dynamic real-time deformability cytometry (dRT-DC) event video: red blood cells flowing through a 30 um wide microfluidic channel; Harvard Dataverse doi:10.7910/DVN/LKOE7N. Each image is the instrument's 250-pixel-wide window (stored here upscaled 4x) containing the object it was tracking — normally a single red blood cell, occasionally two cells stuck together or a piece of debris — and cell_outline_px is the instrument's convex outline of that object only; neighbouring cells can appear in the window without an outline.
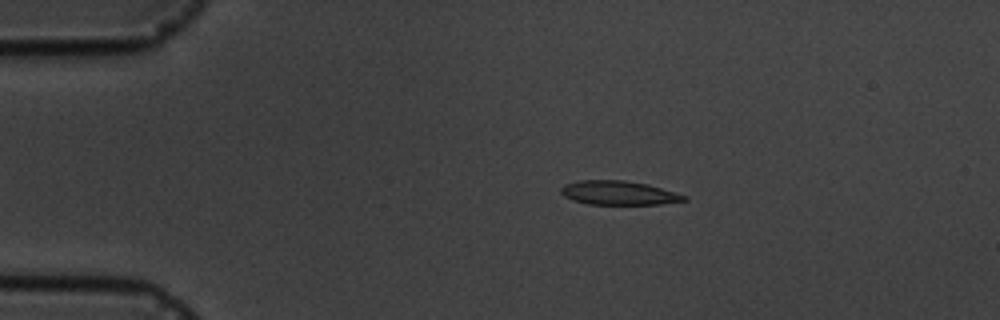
{"species": "common noctule bat (a hibernating species)", "species_latin": "Nyctalus noctula", "temperature_condition": "cold", "stored_images_in_passage": 7, "camera_frame_rate_fps": 3000, "um_per_image_px": 0.085, "animal": {"sex": "male", "body_mass_g": 19.5, "forearm_length_mm": 54.6}, "frame": {"image": 1, "passage_image": 3, "time_ms": 3.0, "image_size_px": [1000, 320], "cell_outline_px": [[688, 200], [660, 204], [588, 204], [572, 200], [564, 196], [560, 192], [560, 188], [564, 184], [580, 180], [624, 180], [648, 184], [676, 192], [688, 196]], "centroid_in_image_um": [52.59, 16.39], "position_along_channel_um": 32.4, "area_um2": 17.34}}
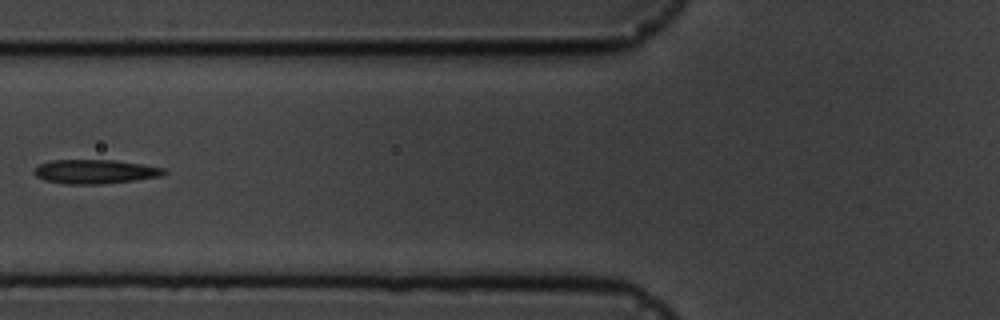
{"frame": {"image": 2, "passage_image": 6, "time_ms": 6.667, "image_size_px": [1000, 320], "cell_outline_px": [[168, 172], [164, 176], [136, 180], [100, 184], [64, 184], [44, 180], [36, 176], [32, 172], [40, 164], [52, 160], [116, 160], [164, 168]], "centroid_in_image_um": [8.1, 14.59], "position_along_channel_um": 117.7, "area_um2": 18.32}}
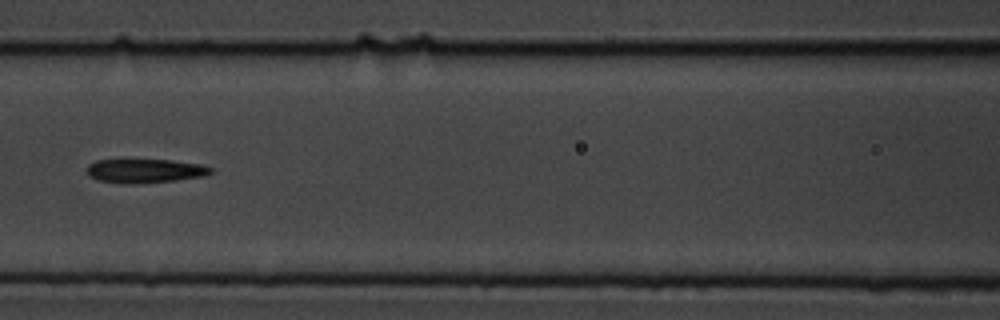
{"frame": {"image": 3, "passage_image": 7, "time_ms": 7.667, "image_size_px": [1000, 320], "cell_outline_px": [[212, 172], [204, 176], [176, 180], [128, 184], [124, 184], [96, 180], [88, 176], [88, 164], [96, 160], [172, 160], [200, 164], [212, 168]], "centroid_in_image_um": [12.3, 14.52], "position_along_channel_um": 154.3, "area_um2": 17.22}}